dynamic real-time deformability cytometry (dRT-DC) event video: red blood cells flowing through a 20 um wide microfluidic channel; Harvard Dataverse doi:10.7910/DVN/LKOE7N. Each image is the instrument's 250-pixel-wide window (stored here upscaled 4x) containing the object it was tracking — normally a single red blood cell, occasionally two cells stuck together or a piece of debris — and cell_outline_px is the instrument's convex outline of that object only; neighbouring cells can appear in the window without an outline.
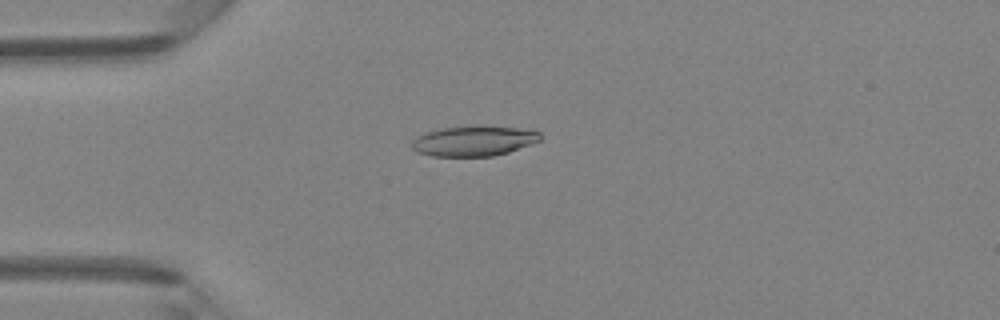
{"species": "Egyptian fruit bat (a non-hibernating species)", "species_latin": "Rousettus aegyptiacus", "temperature_condition": "room temperature", "stored_images_in_passage": 4, "camera_frame_rate_fps": 3000, "um_per_image_px": 0.085, "animal": {"sex": "female"}, "frame": {"image": 1, "passage_image": 4, "time_ms": 3.333, "image_size_px": [1000, 320], "cell_outline_px": [[540, 140], [508, 152], [492, 156], [432, 156], [416, 152], [412, 148], [412, 140], [416, 136], [424, 132], [440, 128], [472, 124], [476, 124], [532, 128], [540, 132]], "centroid_in_image_um": [40.27, 11.93], "position_along_channel_um": 44.7, "area_um2": 23.35}}